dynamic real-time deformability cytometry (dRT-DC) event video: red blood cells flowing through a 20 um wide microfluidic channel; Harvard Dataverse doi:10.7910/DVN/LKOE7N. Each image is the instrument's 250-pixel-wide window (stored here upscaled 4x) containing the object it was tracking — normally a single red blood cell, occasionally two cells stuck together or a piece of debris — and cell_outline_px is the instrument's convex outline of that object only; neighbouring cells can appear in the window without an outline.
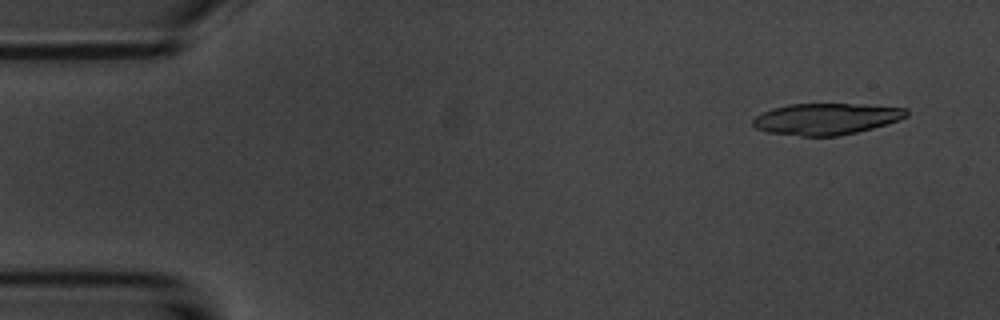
{"species": "common noctule bat (a hibernating species)", "species_latin": "Nyctalus noctula", "temperature_condition": "room temperature", "stored_images_in_passage": 5, "camera_frame_rate_fps": 3000, "um_per_image_px": 0.085, "animal": {"sex": "male", "body_mass_g": 20.1, "forearm_length_mm": 53.5}, "frame": {"image": 1, "passage_image": 1, "time_ms": 0.0, "image_size_px": [1000, 320], "cell_outline_px": [[908, 116], [900, 120], [872, 128], [840, 136], [800, 136], [768, 132], [756, 128], [752, 124], [752, 120], [756, 116], [772, 108], [788, 104], [864, 104], [908, 108]], "centroid_in_image_um": [70.25, 10.1], "position_along_channel_um": 14.7, "area_um2": 28.21}}